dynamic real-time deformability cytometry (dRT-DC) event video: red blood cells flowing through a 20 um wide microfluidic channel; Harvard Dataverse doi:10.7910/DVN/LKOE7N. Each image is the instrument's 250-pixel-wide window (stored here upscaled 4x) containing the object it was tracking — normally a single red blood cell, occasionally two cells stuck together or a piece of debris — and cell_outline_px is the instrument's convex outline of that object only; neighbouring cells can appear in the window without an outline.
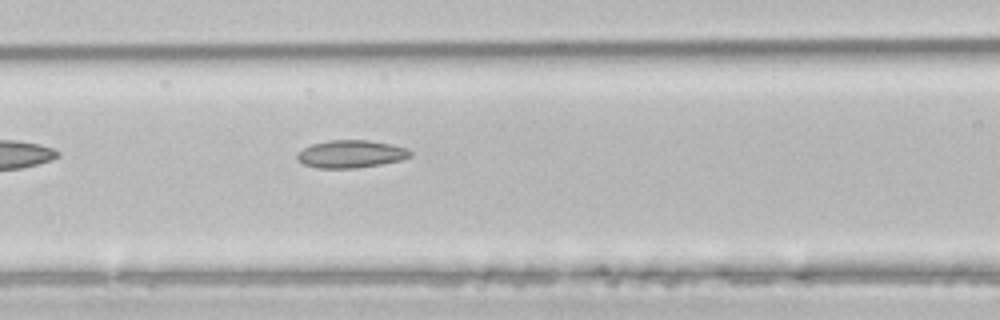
{"species": "common noctule bat (a hibernating species)", "species_latin": "Nyctalus noctula", "temperature_condition": "room temperature", "stored_images_in_passage": 3, "camera_frame_rate_fps": 3000, "um_per_image_px": 0.085, "animal": {"sex": "male", "body_mass_g": 21.5, "forearm_length_mm": 52.0}, "frame": {"image": 1, "passage_image": 3, "time_ms": 0.667, "image_size_px": [1000, 320], "cell_outline_px": [[412, 156], [400, 160], [380, 164], [356, 168], [316, 168], [304, 164], [296, 160], [296, 156], [304, 148], [312, 144], [328, 140], [368, 140], [392, 144], [408, 148], [412, 152]], "centroid_in_image_um": [29.84, 13.09], "position_along_channel_um": 136.8, "area_um2": 18.26}}